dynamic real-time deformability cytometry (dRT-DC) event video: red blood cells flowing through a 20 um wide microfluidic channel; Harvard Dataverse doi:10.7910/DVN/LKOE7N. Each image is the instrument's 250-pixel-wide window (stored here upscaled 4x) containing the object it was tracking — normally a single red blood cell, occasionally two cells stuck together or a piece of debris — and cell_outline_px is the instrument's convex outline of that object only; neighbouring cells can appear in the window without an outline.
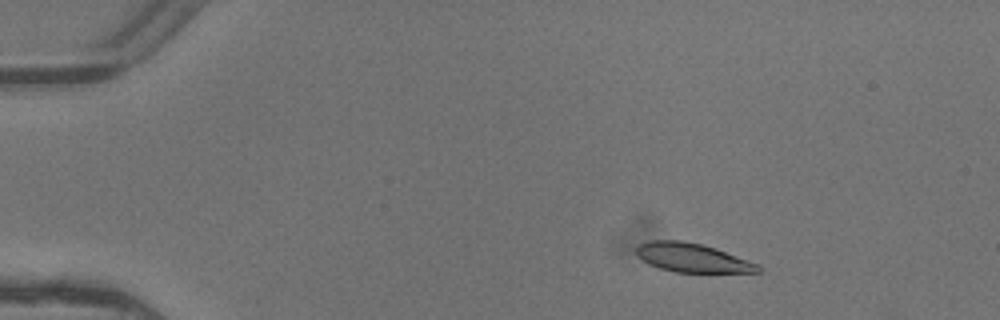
{"species": "common noctule bat (a hibernating species)", "species_latin": "Nyctalus noctula", "temperature_condition": "warm", "stored_images_in_passage": 4, "camera_frame_rate_fps": 3000, "um_per_image_px": 0.085, "animal": {"sex": "female"}, "frame": {"image": 1, "passage_image": 2, "time_ms": 0.333, "image_size_px": [1000, 320], "cell_outline_px": [[760, 272], [676, 272], [660, 268], [644, 260], [636, 252], [636, 248], [640, 244], [648, 240], [684, 240], [704, 244], [716, 248], [760, 264]], "centroid_in_image_um": [58.89, 21.89], "position_along_channel_um": 26.1, "area_um2": 20.4}}